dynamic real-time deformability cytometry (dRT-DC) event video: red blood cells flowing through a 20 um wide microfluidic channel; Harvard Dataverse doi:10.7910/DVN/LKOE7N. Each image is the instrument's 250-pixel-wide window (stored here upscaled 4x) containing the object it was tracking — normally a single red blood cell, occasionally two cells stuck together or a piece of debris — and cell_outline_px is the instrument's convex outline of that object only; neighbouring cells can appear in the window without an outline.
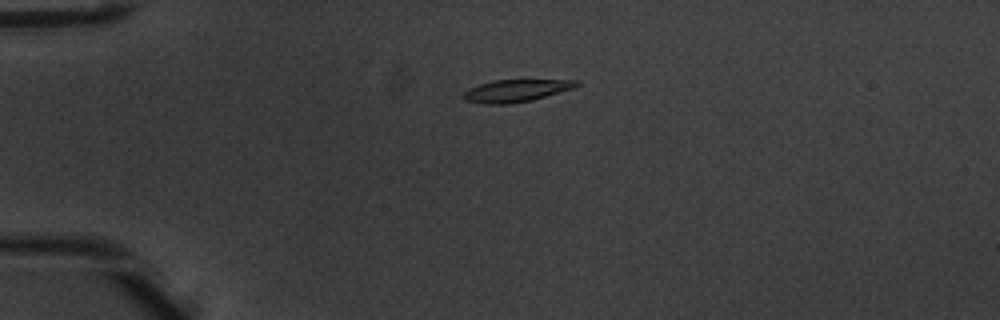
{"species": "common noctule bat (a hibernating species)", "species_latin": "Nyctalus noctula", "temperature_condition": "warm", "stored_images_in_passage": 3, "camera_frame_rate_fps": 3000, "um_per_image_px": 0.085, "animal": {"sex": "male", "body_mass_g": 20.1, "forearm_length_mm": 53.5}, "frame": {"image": 1, "passage_image": 1, "time_ms": 0.0, "image_size_px": [1000, 320], "cell_outline_px": [[580, 84], [572, 88], [532, 100], [508, 104], [484, 104], [464, 100], [464, 92], [468, 88], [492, 80], [580, 80]], "centroid_in_image_um": [43.83, 7.7], "position_along_channel_um": 41.2, "area_um2": 14.57}}